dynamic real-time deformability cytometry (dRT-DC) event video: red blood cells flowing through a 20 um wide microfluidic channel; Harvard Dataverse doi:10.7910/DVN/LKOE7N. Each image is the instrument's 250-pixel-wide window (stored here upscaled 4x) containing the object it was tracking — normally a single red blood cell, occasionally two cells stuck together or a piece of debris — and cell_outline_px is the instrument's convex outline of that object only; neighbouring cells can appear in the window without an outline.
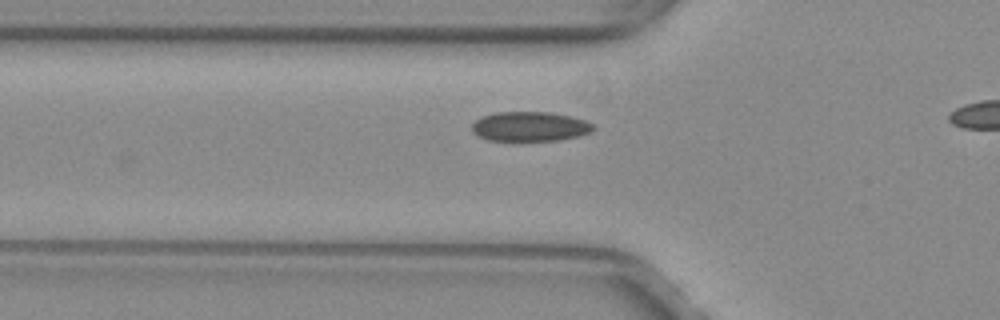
{"species": "common noctule bat (a hibernating species)", "species_latin": "Nyctalus noctula", "temperature_condition": "warm", "stored_images_in_passage": 4, "camera_frame_rate_fps": 3000, "um_per_image_px": 0.085, "animal": {"sex": "female", "body_mass_g": 29.2, "forearm_length_mm": 56.3}, "frame": {"image": 1, "passage_image": 2, "time_ms": 0.333, "image_size_px": [1000, 320], "cell_outline_px": [[596, 128], [592, 132], [576, 136], [556, 140], [488, 140], [476, 136], [472, 132], [472, 124], [480, 116], [496, 112], [552, 112], [572, 116], [584, 120], [592, 124]], "centroid_in_image_um": [45.01, 10.74], "position_along_channel_um": 80.8, "area_um2": 20.98}}